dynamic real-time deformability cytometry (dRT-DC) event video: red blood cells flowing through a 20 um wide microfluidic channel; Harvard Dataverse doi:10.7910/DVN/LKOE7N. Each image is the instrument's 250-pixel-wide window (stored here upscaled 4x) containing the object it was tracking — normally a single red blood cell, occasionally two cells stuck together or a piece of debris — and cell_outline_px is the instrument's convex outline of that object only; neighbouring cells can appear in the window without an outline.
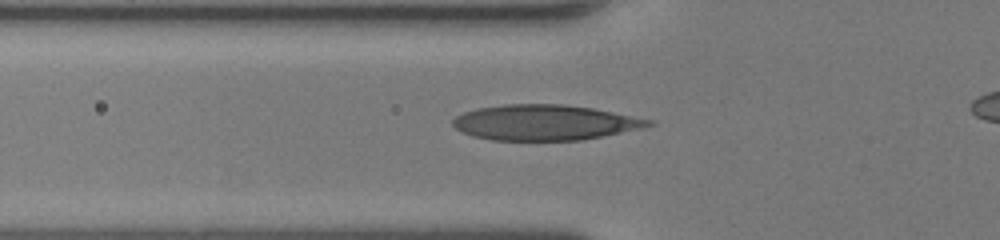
{"species": "human", "species_latin": "Homo sapiens", "temperature_condition": "room temperature", "stored_images_in_passage": 39, "camera_frame_rate_fps": 3000, "um_per_image_px": 0.085, "donor": {"sex": "female"}, "frame": {"image": 1, "passage_image": 12, "time_ms": 3.667, "image_size_px": [1000, 240], "cell_outline_px": [[656, 124], [640, 128], [580, 140], [492, 140], [472, 136], [460, 132], [452, 124], [452, 120], [456, 116], [464, 112], [476, 108], [504, 104], [564, 104], [592, 108], [652, 120]], "centroid_in_image_um": [46.23, 10.41], "position_along_channel_um": 79.6, "area_um2": 40.17}}
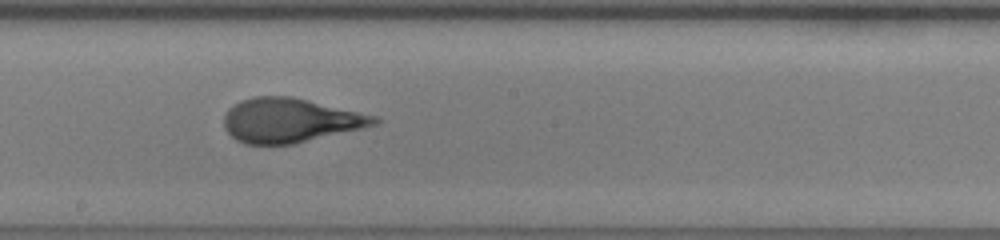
{"frame": {"image": 2, "passage_image": 22, "time_ms": 7.0, "image_size_px": [1000, 240], "cell_outline_px": [[380, 120], [376, 124], [360, 128], [292, 144], [244, 144], [236, 140], [224, 128], [224, 116], [228, 108], [240, 100], [252, 96], [292, 96], [376, 116]], "centroid_in_image_um": [24.59, 10.22], "position_along_channel_um": 223.6, "area_um2": 38.44}}
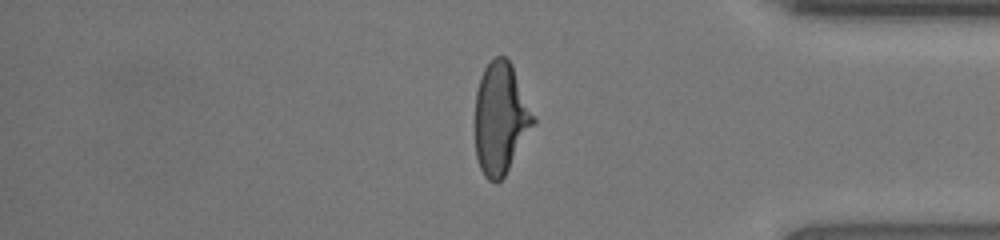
{"frame": {"image": 3, "passage_image": 35, "time_ms": 11.333, "image_size_px": [1000, 240], "cell_outline_px": [[536, 124], [504, 176], [496, 184], [488, 180], [484, 176], [480, 168], [476, 156], [476, 92], [480, 76], [484, 68], [496, 56], [504, 56], [512, 64], [536, 116]], "centroid_in_image_um": [42.59, 10.07], "position_along_channel_um": 392.6, "area_um2": 38.21}, "authors_computed_cell_mechanics": {"area_um2": 38.5526, "velocity_mm_per_s": 4.321, "shape_relaxation_time_tau1_ms": 4.3894, "shape_relaxation_time_tau2_ms": null, "deformation_change_tau1": 0.2259, "deformation_change_tau2": null}}